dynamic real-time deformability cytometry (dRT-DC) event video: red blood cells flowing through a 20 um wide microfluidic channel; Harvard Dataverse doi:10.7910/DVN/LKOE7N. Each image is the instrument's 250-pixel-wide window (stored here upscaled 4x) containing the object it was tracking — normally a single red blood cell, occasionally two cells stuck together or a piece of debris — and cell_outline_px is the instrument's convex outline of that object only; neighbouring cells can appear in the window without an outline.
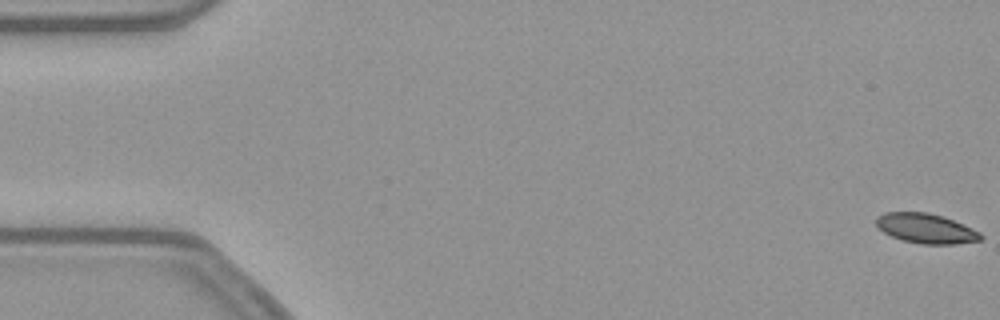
{"species": "common noctule bat (a hibernating species)", "species_latin": "Nyctalus noctula", "temperature_condition": "warm", "stored_images_in_passage": 14, "camera_frame_rate_fps": 3000, "um_per_image_px": 0.085, "animal": {"sex": "female", "body_mass_g": 21.9}, "frame": {"image": 1, "passage_image": 1, "time_ms": 0.0, "image_size_px": [1000, 320], "cell_outline_px": [[984, 236], [980, 240], [956, 244], [920, 244], [904, 240], [892, 236], [884, 232], [876, 224], [876, 216], [884, 212], [928, 212], [944, 216], [972, 228], [980, 232]], "centroid_in_image_um": [78.72, 19.41], "position_along_channel_um": 6.3, "area_um2": 18.15}}